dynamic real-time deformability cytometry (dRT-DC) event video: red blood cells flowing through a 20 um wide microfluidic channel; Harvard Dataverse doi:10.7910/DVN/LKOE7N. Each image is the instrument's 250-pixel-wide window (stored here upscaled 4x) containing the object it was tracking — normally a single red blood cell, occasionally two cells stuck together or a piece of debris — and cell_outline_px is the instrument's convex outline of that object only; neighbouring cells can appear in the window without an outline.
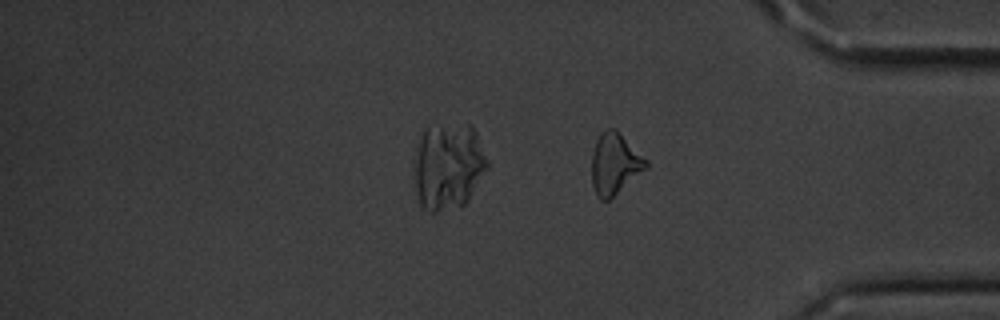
{"species": "common noctule bat (a hibernating species)", "species_latin": "Nyctalus noctula", "temperature_condition": "cold", "stored_images_in_passage": 14, "segment_of_instrument_passage": [2, 2], "camera_frame_rate_fps": 3000, "um_per_image_px": 0.085, "animal": {"sex": "male", "body_mass_g": 20.1, "forearm_length_mm": 53.5}, "frame": {"image": 1, "passage_image": 14, "time_ms": 4.333, "image_size_px": [1000, 320], "cell_outline_px": [[648, 168], [608, 200], [600, 200], [592, 184], [592, 152], [596, 140], [600, 132], [608, 128], [616, 128], [648, 160]], "centroid_in_image_um": [52.27, 13.89], "position_along_channel_um": 382.9, "area_um2": 19.48}}